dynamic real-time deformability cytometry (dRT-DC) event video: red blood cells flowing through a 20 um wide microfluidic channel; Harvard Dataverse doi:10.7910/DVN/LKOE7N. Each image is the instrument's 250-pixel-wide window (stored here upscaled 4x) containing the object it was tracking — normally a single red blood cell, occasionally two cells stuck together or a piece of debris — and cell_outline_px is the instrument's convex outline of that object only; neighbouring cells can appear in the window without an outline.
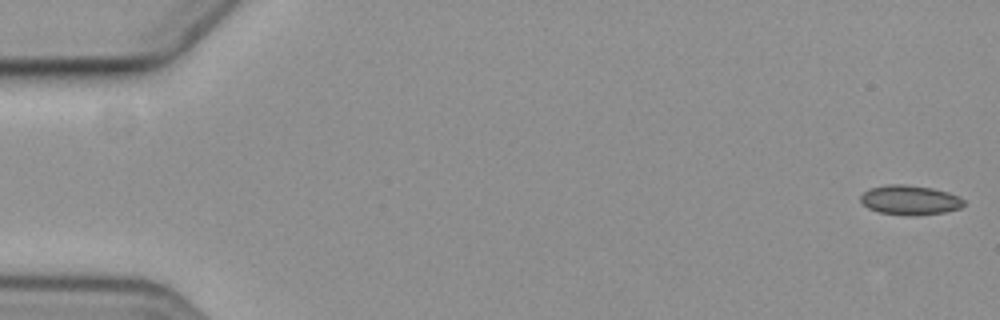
{"species": "common noctule bat (a hibernating species)", "species_latin": "Nyctalus noctula", "temperature_condition": "cold", "stored_images_in_passage": 8, "camera_frame_rate_fps": 3000, "um_per_image_px": 0.085, "animal": {"sex": "female", "body_mass_g": 19.3, "forearm_length_mm": 54.1}, "frame": {"image": 1, "passage_image": 1, "time_ms": 0.0, "image_size_px": [1000, 320], "cell_outline_px": [[964, 204], [960, 208], [944, 212], [880, 212], [868, 208], [860, 200], [860, 196], [864, 192], [872, 188], [888, 184], [904, 184], [932, 188], [948, 192], [964, 200]], "centroid_in_image_um": [77.33, 16.94], "position_along_channel_um": 7.7, "area_um2": 16.65}}
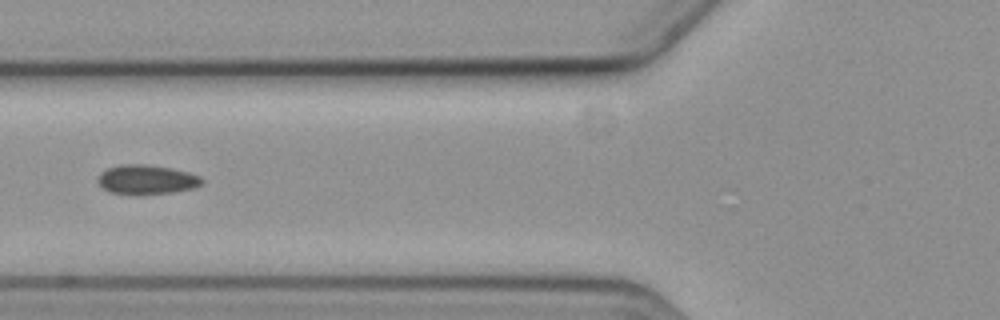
{"frame": {"image": 2, "passage_image": 7, "time_ms": 7.333, "image_size_px": [1000, 320], "cell_outline_px": [[204, 180], [200, 184], [192, 188], [172, 192], [140, 196], [136, 196], [112, 192], [104, 188], [96, 180], [100, 172], [108, 168], [120, 164], [148, 164], [172, 168], [188, 172], [200, 176]], "centroid_in_image_um": [12.44, 15.27], "position_along_channel_um": 113.4, "area_um2": 18.09}}
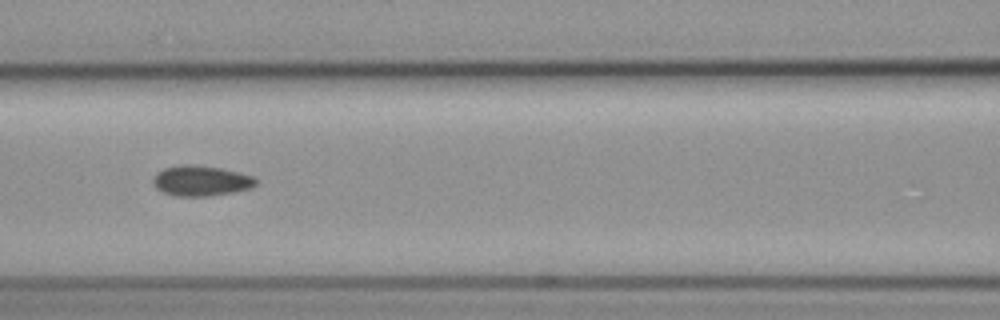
{"frame": {"image": 3, "passage_image": 8, "time_ms": 8.333, "image_size_px": [1000, 320], "cell_outline_px": [[256, 184], [252, 188], [236, 192], [208, 196], [172, 196], [156, 188], [152, 184], [152, 180], [156, 172], [164, 168], [180, 164], [192, 164], [220, 168], [252, 176], [256, 180]], "centroid_in_image_um": [17.04, 15.37], "position_along_channel_um": 149.6, "area_um2": 18.32}}